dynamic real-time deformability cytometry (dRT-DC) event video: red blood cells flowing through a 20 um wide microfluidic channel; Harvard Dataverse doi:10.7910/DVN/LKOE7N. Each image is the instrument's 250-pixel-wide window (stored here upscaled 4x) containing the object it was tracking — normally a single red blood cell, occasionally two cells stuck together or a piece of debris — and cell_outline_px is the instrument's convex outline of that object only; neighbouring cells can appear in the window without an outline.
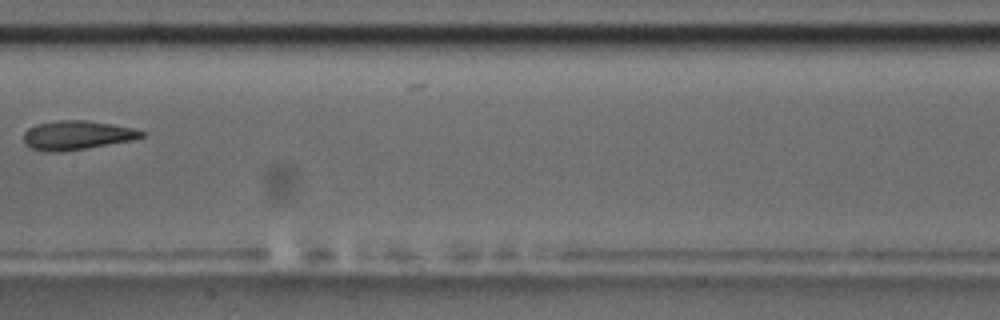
{"species": "common noctule bat (a hibernating species)", "species_latin": "Nyctalus noctula", "temperature_condition": "room temperature", "stored_images_in_passage": 9, "camera_frame_rate_fps": 3000, "um_per_image_px": 0.085, "animal": {"sex": "male", "body_mass_g": 17.5, "forearm_length_mm": 52.3}, "frame": {"image": 1, "passage_image": 6, "time_ms": 5.667, "image_size_px": [1000, 320], "cell_outline_px": [[148, 132], [144, 136], [132, 140], [64, 152], [44, 152], [32, 148], [24, 144], [24, 132], [28, 128], [36, 124], [56, 120], [88, 120], [112, 124], [132, 128]], "centroid_in_image_um": [6.52, 11.49], "position_along_channel_um": 200.9, "area_um2": 20.17}}